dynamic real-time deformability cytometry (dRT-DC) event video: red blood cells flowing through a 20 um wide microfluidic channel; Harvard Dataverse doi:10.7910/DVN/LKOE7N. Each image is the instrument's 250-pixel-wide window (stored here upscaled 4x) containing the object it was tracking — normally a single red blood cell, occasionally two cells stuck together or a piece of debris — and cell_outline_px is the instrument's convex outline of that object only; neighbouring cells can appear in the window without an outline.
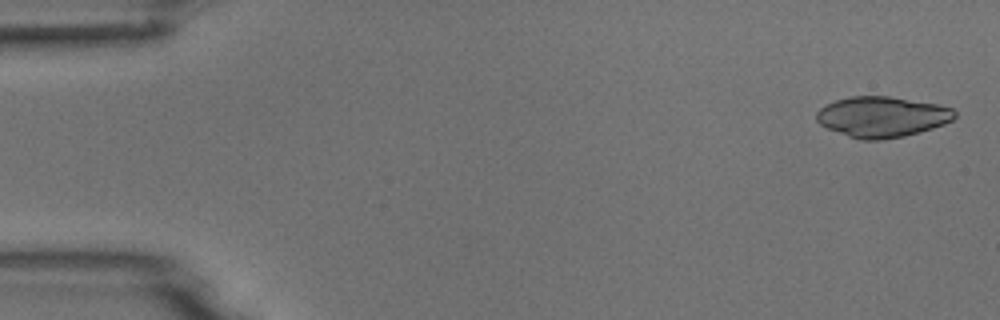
{"species": "common noctule bat (a hibernating species)", "species_latin": "Nyctalus noctula", "temperature_condition": "room temperature", "stored_images_in_passage": 3, "camera_frame_rate_fps": 3000, "um_per_image_px": 0.085, "animal": {"sex": "male", "body_mass_g": 18.8}, "frame": {"image": 1, "passage_image": 1, "time_ms": 0.0, "image_size_px": [1000, 320], "cell_outline_px": [[956, 116], [952, 120], [944, 124], [920, 132], [904, 136], [880, 140], [860, 140], [848, 136], [828, 128], [820, 124], [816, 120], [816, 112], [824, 104], [836, 100], [852, 96], [888, 96], [936, 104], [952, 108], [956, 112]], "centroid_in_image_um": [74.96, 9.93], "position_along_channel_um": 10.0, "area_um2": 32.66}}